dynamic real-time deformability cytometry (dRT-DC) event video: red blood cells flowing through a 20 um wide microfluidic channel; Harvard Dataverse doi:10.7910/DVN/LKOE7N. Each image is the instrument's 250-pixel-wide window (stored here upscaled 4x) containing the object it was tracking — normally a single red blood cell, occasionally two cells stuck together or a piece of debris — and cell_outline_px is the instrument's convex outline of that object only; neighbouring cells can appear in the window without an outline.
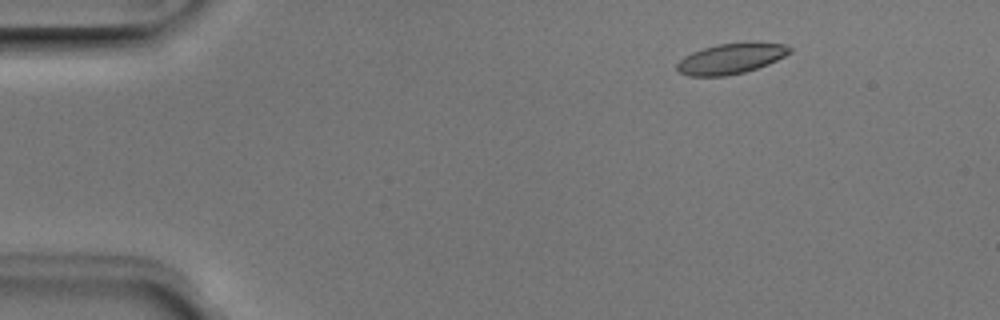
{"species": "Egyptian fruit bat (a non-hibernating species)", "species_latin": "Rousettus aegyptiacus", "temperature_condition": "room temperature", "stored_images_in_passage": 51, "camera_frame_rate_fps": 3000, "um_per_image_px": 0.085, "animal": {"sex": "male"}, "frame": {"image": 1, "passage_image": 7, "time_ms": 2.0, "image_size_px": [1000, 320], "cell_outline_px": [[792, 52], [768, 64], [744, 72], [724, 76], [688, 76], [680, 72], [676, 68], [676, 64], [684, 56], [692, 52], [716, 44], [748, 40], [784, 44], [792, 48]], "centroid_in_image_um": [62.15, 4.94], "position_along_channel_um": 22.8, "area_um2": 20.4}}
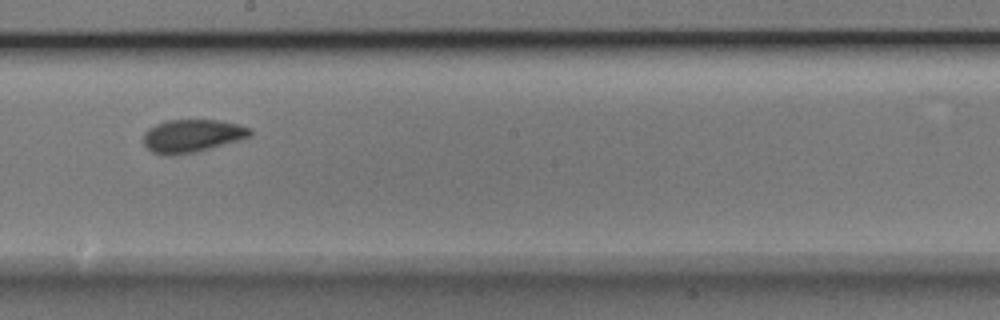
{"frame": {"image": 2, "passage_image": 29, "time_ms": 9.333, "image_size_px": [1000, 320], "cell_outline_px": [[252, 136], [240, 140], [196, 152], [172, 156], [164, 156], [152, 152], [144, 144], [144, 132], [148, 128], [164, 120], [220, 120], [240, 124], [252, 128]], "centroid_in_image_um": [16.35, 11.55], "position_along_channel_um": 231.9, "area_um2": 20.81}}
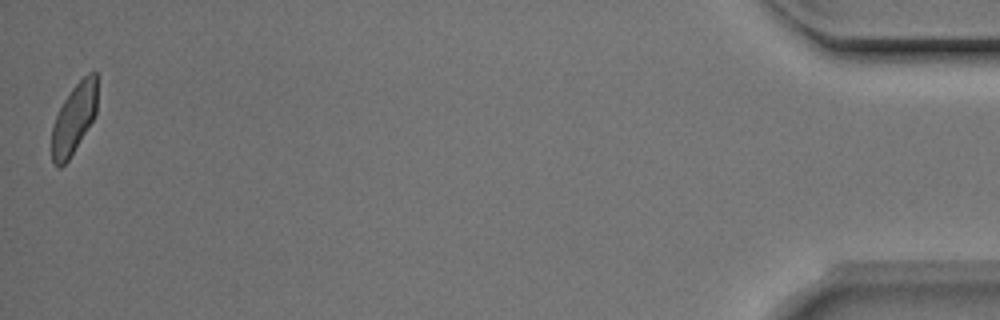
{"frame": {"image": 3, "passage_image": 51, "time_ms": 16.667, "image_size_px": [1000, 320], "cell_outline_px": [[96, 112], [92, 120], [68, 160], [60, 168], [52, 160], [52, 128], [56, 116], [64, 100], [72, 88], [88, 72], [96, 72]], "centroid_in_image_um": [6.28, 10.08], "position_along_channel_um": 428.9, "area_um2": 17.98}, "authors_computed_cell_mechanics": {"area_um2": 20.23, "velocity_mm_per_s": 3.9547, "shape_relaxation_time_tau1_ms": 3.357, "shape_relaxation_time_tau2_ms": 1.4204, "deformation_change_tau1": 0.1136, "deformation_change_tau2": 0.0665}}